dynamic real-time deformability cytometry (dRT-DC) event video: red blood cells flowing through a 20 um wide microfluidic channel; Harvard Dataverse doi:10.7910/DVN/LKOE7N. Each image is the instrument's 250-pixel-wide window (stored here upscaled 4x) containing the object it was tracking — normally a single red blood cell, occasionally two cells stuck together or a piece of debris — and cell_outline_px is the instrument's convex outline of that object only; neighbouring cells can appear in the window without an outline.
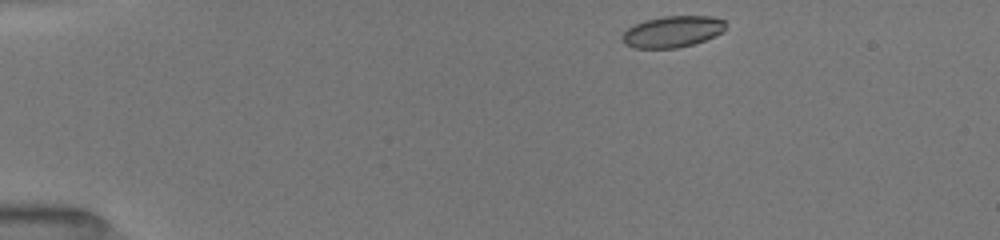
{"species": "common noctule bat (a hibernating species)", "species_latin": "Nyctalus noctula", "temperature_condition": "room temperature", "stored_images_in_passage": 43, "camera_frame_rate_fps": 3000, "um_per_image_px": 0.085, "animal": {"sex": "female", "body_mass_g": 19.5, "forearm_length_mm": 54.1}, "frame": {"image": 1, "passage_image": 1, "time_ms": 0.0, "image_size_px": [1000, 240], "cell_outline_px": [[724, 28], [720, 32], [704, 40], [692, 44], [676, 48], [632, 48], [624, 44], [620, 36], [628, 28], [644, 20], [664, 16], [712, 16], [724, 20]], "centroid_in_image_um": [57.09, 2.69], "position_along_channel_um": 27.9, "area_um2": 18.73}}
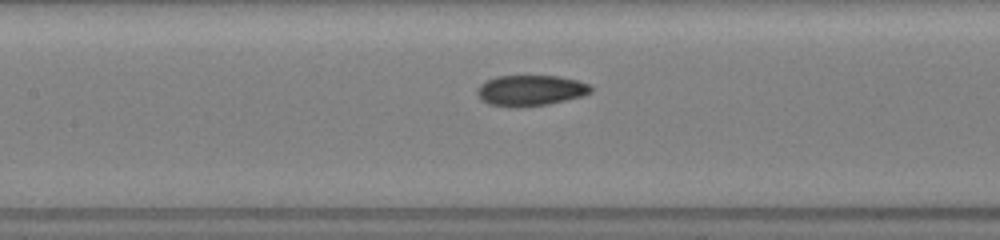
{"frame": {"image": 2, "passage_image": 17, "time_ms": 5.333, "image_size_px": [1000, 240], "cell_outline_px": [[592, 92], [584, 96], [548, 104], [524, 108], [512, 108], [488, 104], [480, 100], [476, 92], [480, 84], [496, 76], [560, 76], [576, 80], [588, 84], [592, 88]], "centroid_in_image_um": [45.08, 7.71], "position_along_channel_um": 162.3, "area_um2": 20.69}}
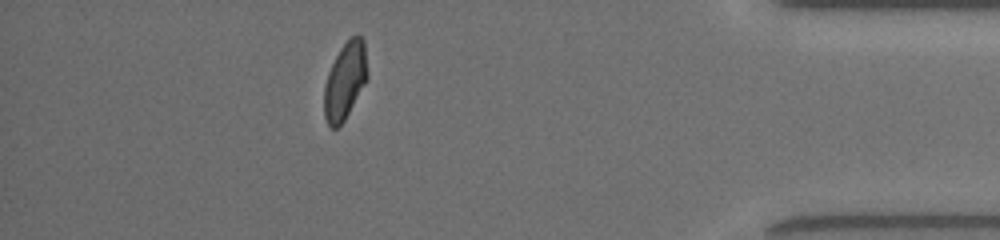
{"frame": {"image": 3, "passage_image": 38, "time_ms": 12.333, "image_size_px": [1000, 240], "cell_outline_px": [[368, 80], [344, 120], [336, 128], [332, 128], [328, 124], [324, 116], [324, 88], [328, 72], [340, 48], [352, 36], [360, 36], [364, 40], [368, 76]], "centroid_in_image_um": [29.34, 6.87], "position_along_channel_um": 405.9, "area_um2": 19.31}, "authors_computed_cell_mechanics": {"area_um2": 20.1144, "velocity_mm_per_s": 4.0333, "shape_relaxation_time_tau1_ms": 11.0882, "shape_relaxation_time_tau2_ms": 2.0901, "deformation_change_tau1": 0.2395, "deformation_change_tau2": 0.0659}}